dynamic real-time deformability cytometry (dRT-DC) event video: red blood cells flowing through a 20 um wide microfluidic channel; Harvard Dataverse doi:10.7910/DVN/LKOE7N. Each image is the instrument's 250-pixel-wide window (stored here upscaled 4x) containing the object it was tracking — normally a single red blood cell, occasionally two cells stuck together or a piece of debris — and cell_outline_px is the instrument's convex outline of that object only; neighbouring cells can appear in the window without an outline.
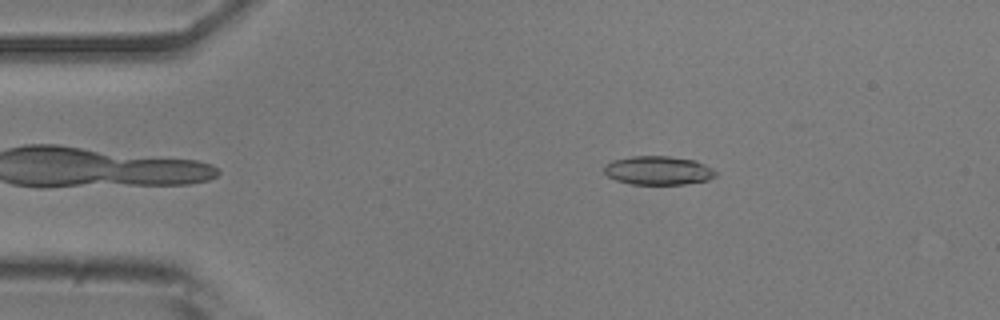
{"species": "common noctule bat (a hibernating species)", "species_latin": "Nyctalus noctula", "temperature_condition": "room temperature", "stored_images_in_passage": 17, "camera_frame_rate_fps": 3000, "um_per_image_px": 0.085, "animal": {"sex": "male", "body_mass_g": 20.5, "forearm_length_mm": 52.5}, "frame": {"image": 1, "passage_image": 4, "time_ms": 1.0, "image_size_px": [1000, 320], "cell_outline_px": [[716, 176], [708, 180], [684, 184], [632, 184], [616, 180], [608, 176], [604, 172], [604, 164], [612, 160], [632, 156], [668, 156], [696, 160], [712, 168], [716, 172]], "centroid_in_image_um": [55.94, 14.48], "position_along_channel_um": 29.1, "area_um2": 18.73}}
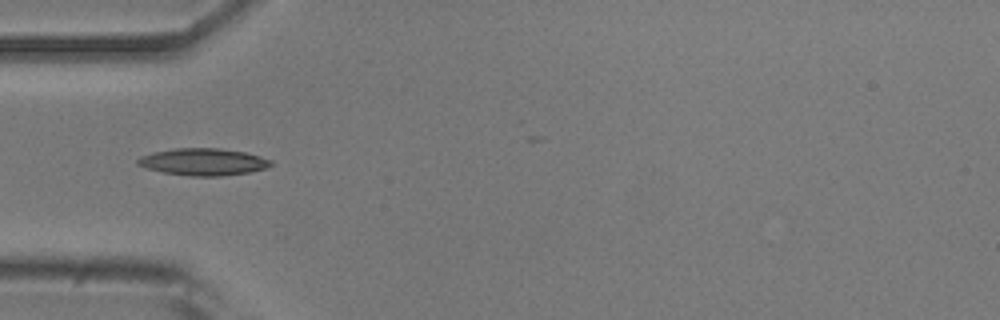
{"frame": {"image": 2, "passage_image": 11, "time_ms": 3.333, "image_size_px": [1000, 320], "cell_outline_px": [[272, 164], [264, 168], [248, 172], [220, 176], [188, 176], [164, 172], [148, 168], [136, 164], [136, 160], [140, 156], [156, 152], [176, 148], [220, 148], [244, 152], [272, 160]], "centroid_in_image_um": [17.26, 13.75], "position_along_channel_um": 67.7, "area_um2": 20.69}}
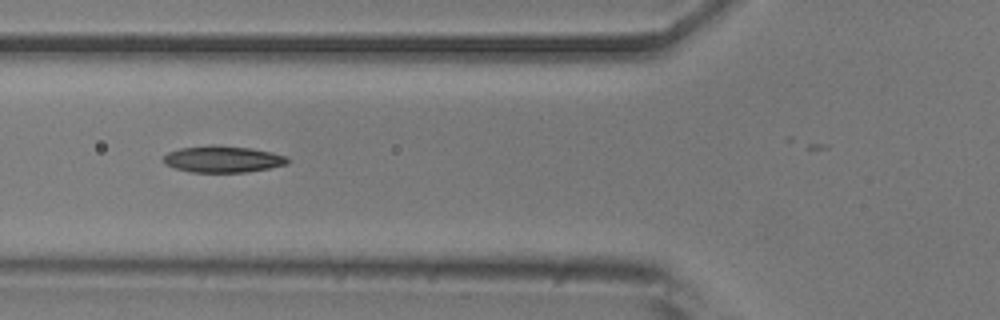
{"frame": {"image": 3, "passage_image": 14, "time_ms": 4.333, "image_size_px": [1000, 320], "cell_outline_px": [[288, 164], [248, 172], [192, 172], [176, 168], [164, 164], [164, 156], [168, 152], [180, 148], [208, 144], [212, 144], [252, 148], [272, 152], [288, 156]], "centroid_in_image_um": [18.95, 13.51], "position_along_channel_um": 106.9, "area_um2": 19.36}}